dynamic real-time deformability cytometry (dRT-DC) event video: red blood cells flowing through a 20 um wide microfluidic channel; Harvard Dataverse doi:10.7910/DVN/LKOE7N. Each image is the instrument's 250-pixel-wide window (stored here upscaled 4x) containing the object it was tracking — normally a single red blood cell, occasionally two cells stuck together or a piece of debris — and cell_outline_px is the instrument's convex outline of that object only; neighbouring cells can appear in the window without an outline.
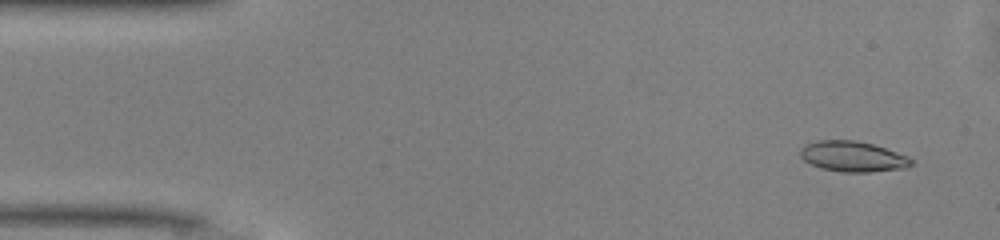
{"species": "common noctule bat (a hibernating species)", "species_latin": "Nyctalus noctula", "temperature_condition": "warm", "stored_images_in_passage": 14, "camera_frame_rate_fps": 3000, "um_per_image_px": 0.085, "animal": {"sex": "male", "body_mass_g": 13.0, "forearm_length_mm": 53.1}, "frame": {"image": 1, "passage_image": 3, "time_ms": 0.667, "image_size_px": [1000, 240], "cell_outline_px": [[912, 164], [904, 168], [868, 172], [844, 172], [820, 168], [804, 160], [800, 156], [800, 148], [816, 140], [856, 140], [872, 144], [908, 156], [912, 160]], "centroid_in_image_um": [72.46, 13.3], "position_along_channel_um": 12.5, "area_um2": 19.54}}